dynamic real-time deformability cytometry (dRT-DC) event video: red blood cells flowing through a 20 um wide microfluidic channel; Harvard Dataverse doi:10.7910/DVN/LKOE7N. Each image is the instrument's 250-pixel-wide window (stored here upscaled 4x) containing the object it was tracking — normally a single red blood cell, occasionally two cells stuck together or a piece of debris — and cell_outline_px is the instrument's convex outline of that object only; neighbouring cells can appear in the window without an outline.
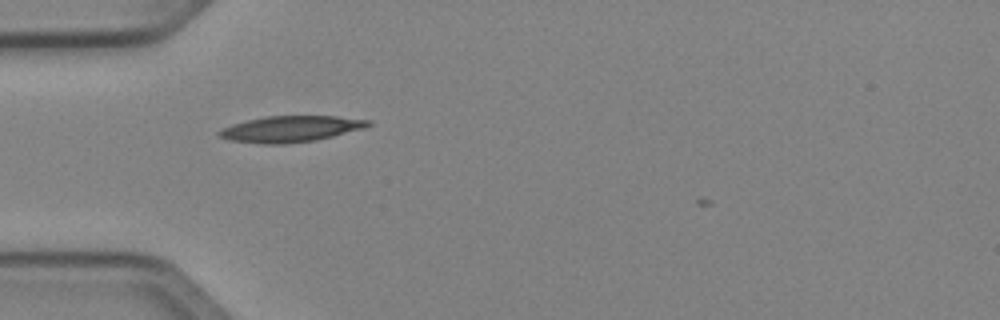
{"species": "Egyptian fruit bat (a non-hibernating species)", "species_latin": "Rousettus aegyptiacus", "temperature_condition": "cold", "stored_images_in_passage": 32, "camera_frame_rate_fps": 3000, "um_per_image_px": 0.085, "animal": {"sex": "female"}, "frame": {"image": 1, "passage_image": 2, "time_ms": 0.333, "image_size_px": [1000, 320], "cell_outline_px": [[372, 124], [364, 128], [316, 140], [284, 144], [264, 144], [228, 140], [220, 136], [216, 132], [220, 128], [232, 124], [264, 116], [336, 116], [372, 120]], "centroid_in_image_um": [24.69, 10.95], "position_along_channel_um": 60.3, "area_um2": 22.72}}
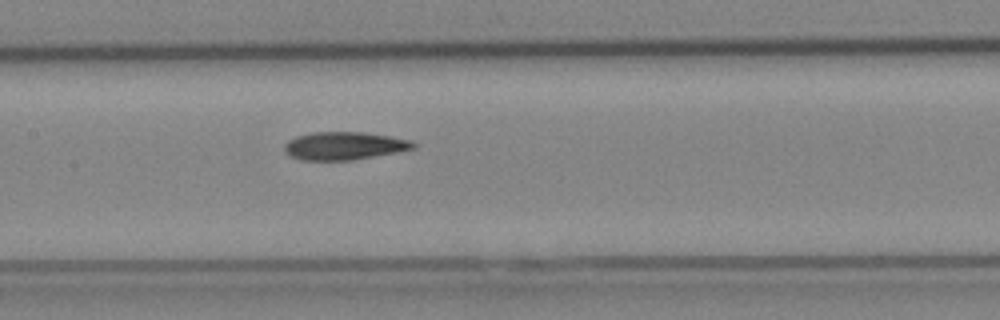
{"frame": {"image": 2, "passage_image": 11, "time_ms": 3.333, "image_size_px": [1000, 320], "cell_outline_px": [[416, 148], [396, 152], [352, 160], [304, 160], [292, 156], [284, 148], [284, 144], [288, 140], [296, 136], [312, 132], [364, 132], [412, 140], [416, 144]], "centroid_in_image_um": [29.28, 12.38], "position_along_channel_um": 178.1, "area_um2": 20.81}}
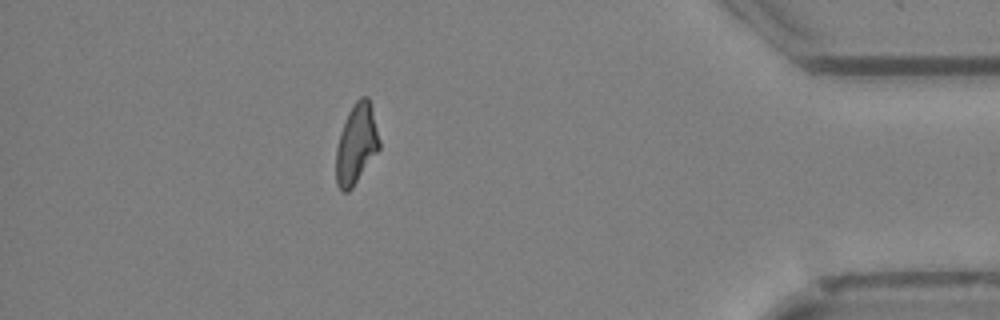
{"frame": {"image": 3, "passage_image": 31, "time_ms": 10.0, "image_size_px": [1000, 320], "cell_outline_px": [[380, 148], [352, 188], [348, 192], [340, 192], [336, 184], [336, 148], [340, 132], [348, 112], [352, 104], [360, 96], [368, 96], [372, 108], [380, 140]], "centroid_in_image_um": [30.28, 12.24], "position_along_channel_um": 404.9, "area_um2": 20.35}}